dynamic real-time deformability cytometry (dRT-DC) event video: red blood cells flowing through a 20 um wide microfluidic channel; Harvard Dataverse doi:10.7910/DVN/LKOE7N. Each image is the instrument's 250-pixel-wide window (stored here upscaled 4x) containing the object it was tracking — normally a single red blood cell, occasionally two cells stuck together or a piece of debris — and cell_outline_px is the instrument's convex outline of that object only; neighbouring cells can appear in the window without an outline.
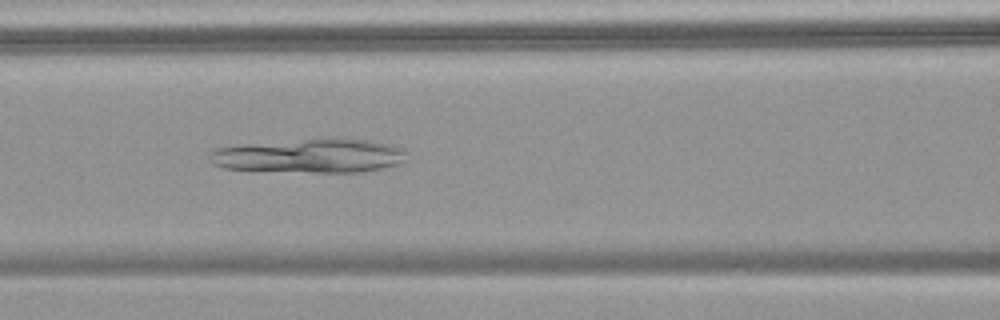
{"species": "common noctule bat (a hibernating species)", "species_latin": "Nyctalus noctula", "temperature_condition": "warm", "stored_images_in_passage": 62, "camera_frame_rate_fps": 3000, "um_per_image_px": 0.085, "animal": {"sex": "female", "body_mass_g": 18.4}, "frame": {"image": 1, "passage_image": 26, "time_ms": 8.333, "image_size_px": [1000, 320], "cell_outline_px": [[404, 160], [400, 164], [360, 172], [312, 172], [224, 168], [212, 164], [208, 160], [208, 156], [216, 148], [244, 144], [336, 136], [340, 136], [368, 140], [392, 144], [404, 148]], "centroid_in_image_um": [26.37, 13.21], "position_along_channel_um": 140.2, "area_um2": 39.54}}
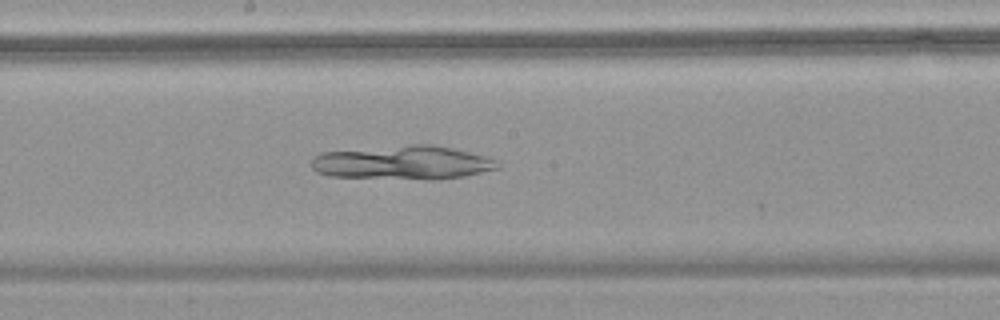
{"frame": {"image": 2, "passage_image": 33, "time_ms": 10.667, "image_size_px": [1000, 320], "cell_outline_px": [[500, 168], [464, 176], [432, 180], [428, 180], [328, 176], [316, 172], [312, 168], [312, 156], [320, 152], [412, 144], [432, 144], [452, 148], [488, 156], [496, 160], [500, 164]], "centroid_in_image_um": [34.24, 13.82], "position_along_channel_um": 214.0, "area_um2": 37.17}}
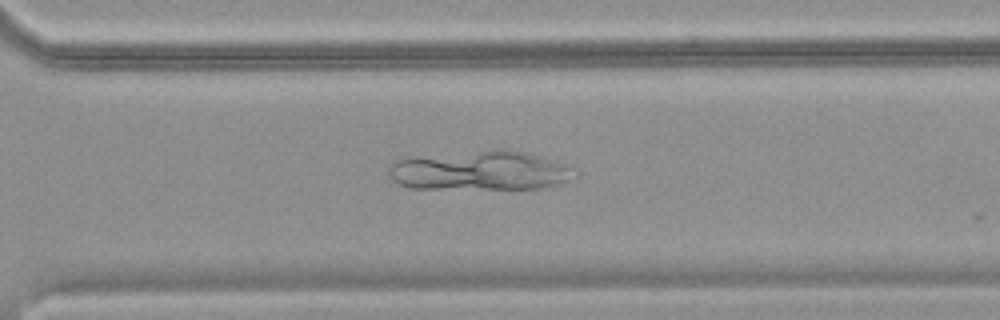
{"frame": {"image": 3, "passage_image": 44, "time_ms": 14.333, "image_size_px": [1000, 320], "cell_outline_px": [[580, 172], [576, 176], [568, 180], [544, 188], [412, 188], [400, 184], [392, 180], [388, 172], [388, 164], [392, 160], [404, 156], [496, 148], [504, 148], [524, 152], [572, 164]], "centroid_in_image_um": [40.8, 14.46], "position_along_channel_um": 329.8, "area_um2": 44.1}}